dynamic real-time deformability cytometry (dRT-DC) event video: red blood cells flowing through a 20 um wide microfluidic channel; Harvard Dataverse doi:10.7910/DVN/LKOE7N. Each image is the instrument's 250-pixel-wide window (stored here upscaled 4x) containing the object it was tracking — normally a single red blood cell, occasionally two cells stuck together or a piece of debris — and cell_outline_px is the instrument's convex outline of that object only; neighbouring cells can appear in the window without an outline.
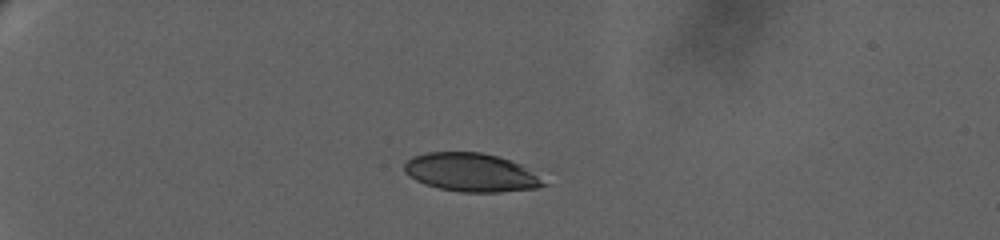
{"species": "human", "species_latin": "Homo sapiens", "temperature_condition": "warm", "stored_images_in_passage": 50, "camera_frame_rate_fps": 3000, "um_per_image_px": 0.085, "donor": {"sex": "female"}, "frame": {"image": 1, "passage_image": 1, "time_ms": 0.0, "image_size_px": [1000, 240], "cell_outline_px": [[548, 184], [536, 188], [500, 192], [460, 192], [440, 188], [424, 184], [408, 176], [404, 172], [404, 164], [412, 156], [428, 152], [480, 152], [496, 156], [520, 164]], "centroid_in_image_um": [39.99, 14.66], "position_along_channel_um": 45.0, "area_um2": 30.92}}
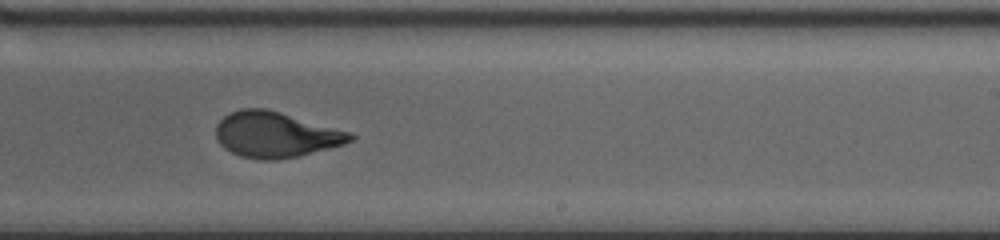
{"frame": {"image": 2, "passage_image": 28, "time_ms": 9.0, "image_size_px": [1000, 240], "cell_outline_px": [[356, 136], [352, 140], [344, 144], [296, 156], [276, 160], [260, 160], [240, 156], [224, 148], [220, 144], [216, 136], [216, 124], [228, 112], [240, 108], [264, 108], [280, 112], [352, 132]], "centroid_in_image_um": [23.41, 11.43], "position_along_channel_um": 265.6, "area_um2": 35.66}}
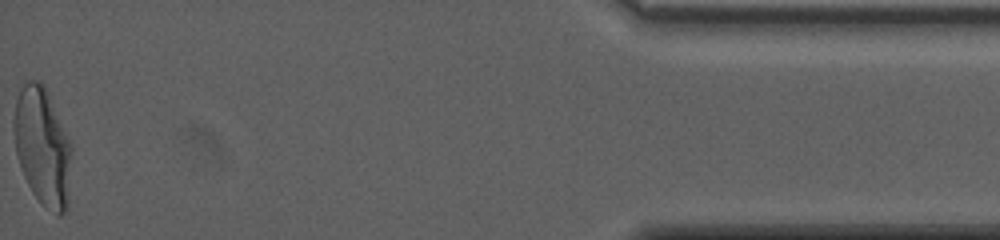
{"frame": {"image": 3, "passage_image": 50, "time_ms": 16.333, "image_size_px": [1000, 240], "cell_outline_px": [[72, 148], [68, 208], [60, 216], [56, 216], [44, 208], [40, 204], [32, 192], [24, 176], [16, 152], [12, 132], [12, 120], [16, 100], [20, 88], [28, 80], [40, 80], [44, 84]], "centroid_in_image_um": [3.6, 12.51], "position_along_channel_um": 431.6, "area_um2": 40.11}, "authors_computed_cell_mechanics": {"area_um2": 35.6337, "velocity_mm_per_s": 3.184, "shape_relaxation_time_tau1_ms": 6.3651, "shape_relaxation_time_tau2_ms": null, "deformation_change_tau1": 0.242, "deformation_change_tau2": null}}